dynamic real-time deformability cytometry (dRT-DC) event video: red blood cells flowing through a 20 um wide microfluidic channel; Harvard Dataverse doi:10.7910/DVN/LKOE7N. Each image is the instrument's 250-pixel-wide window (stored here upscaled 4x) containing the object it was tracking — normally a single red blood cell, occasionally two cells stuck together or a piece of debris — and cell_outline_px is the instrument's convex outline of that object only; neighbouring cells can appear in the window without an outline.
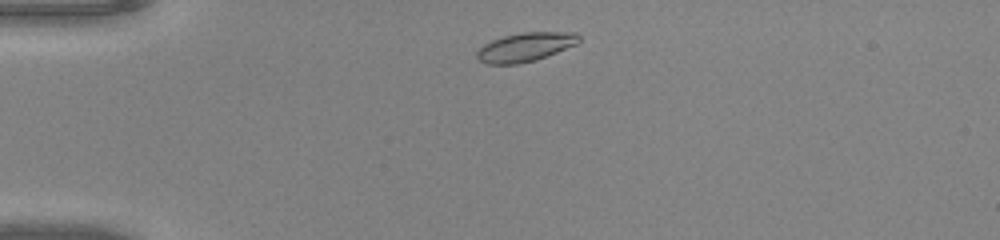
{"species": "common noctule bat (a hibernating species)", "species_latin": "Nyctalus noctula", "temperature_condition": "warm", "stored_images_in_passage": 40, "camera_frame_rate_fps": 3000, "um_per_image_px": 0.085, "animal": {"sex": "male", "body_mass_g": 20.0, "forearm_length_mm": 53.3}, "frame": {"image": 1, "passage_image": 2, "time_ms": 0.333, "image_size_px": [1000, 240], "cell_outline_px": [[580, 40], [576, 44], [536, 60], [516, 64], [488, 64], [480, 60], [476, 56], [476, 52], [484, 44], [492, 40], [504, 36], [524, 32], [576, 32], [580, 36]], "centroid_in_image_um": [44.66, 3.99], "position_along_channel_um": 40.3, "area_um2": 16.99}}
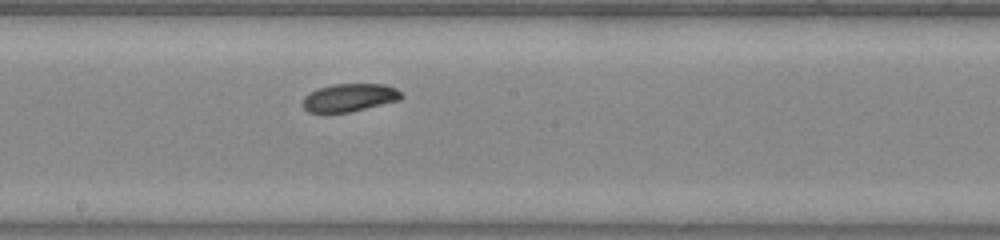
{"frame": {"image": 2, "passage_image": 18, "time_ms": 5.667, "image_size_px": [1000, 240], "cell_outline_px": [[404, 96], [400, 100], [352, 112], [308, 112], [300, 104], [304, 96], [316, 88], [332, 84], [384, 84], [396, 88]], "centroid_in_image_um": [29.69, 8.29], "position_along_channel_um": 218.5, "area_um2": 16.3}}
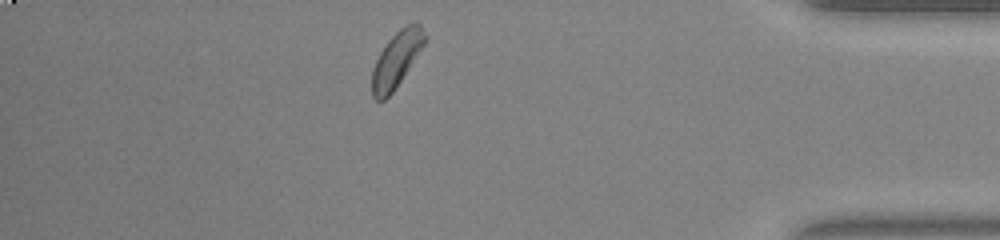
{"frame": {"image": 3, "passage_image": 34, "time_ms": 11.0, "image_size_px": [1000, 240], "cell_outline_px": [[428, 36], [424, 44], [392, 92], [384, 100], [376, 100], [372, 96], [372, 68], [380, 52], [388, 40], [404, 24], [416, 20], [420, 24]], "centroid_in_image_um": [33.71, 4.99], "position_along_channel_um": 401.5, "area_um2": 16.94}, "authors_computed_cell_mechanics": {"area_um2": 16.6753, "velocity_mm_per_s": 4.0807, "shape_relaxation_time_tau1_ms": 2.9738, "shape_relaxation_time_tau2_ms": null, "deformation_change_tau1": 0.0731, "deformation_change_tau2": null}}